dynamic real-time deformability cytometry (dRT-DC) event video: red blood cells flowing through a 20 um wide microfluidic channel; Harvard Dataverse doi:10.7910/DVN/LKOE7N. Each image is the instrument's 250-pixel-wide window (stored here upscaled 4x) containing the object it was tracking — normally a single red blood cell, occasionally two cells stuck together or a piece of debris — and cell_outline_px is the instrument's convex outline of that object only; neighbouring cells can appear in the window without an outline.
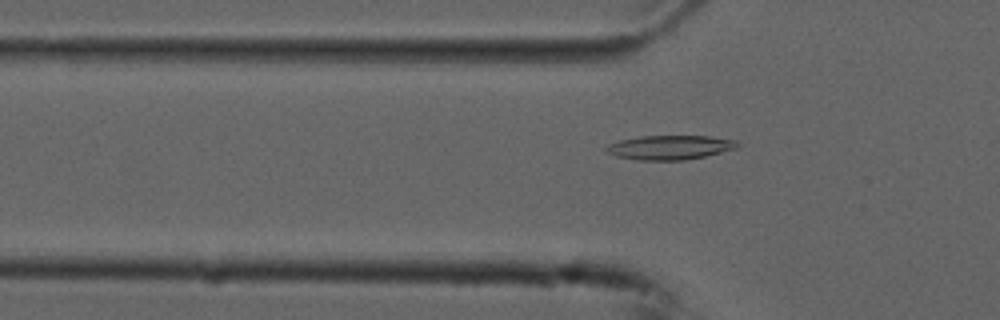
{"species": "common noctule bat (a hibernating species)", "species_latin": "Nyctalus noctula", "temperature_condition": "cold", "stored_images_in_passage": 54, "camera_frame_rate_fps": 3000, "um_per_image_px": 0.085, "animal": {"sex": "male", "forearm_length_mm": 52.5}, "frame": {"image": 1, "passage_image": 17, "time_ms": 5.333, "image_size_px": [1000, 320], "cell_outline_px": [[740, 144], [736, 148], [704, 156], [684, 160], [636, 160], [616, 156], [608, 152], [604, 148], [608, 144], [620, 140], [640, 136], [712, 136], [736, 140]], "centroid_in_image_um": [56.93, 12.52], "position_along_channel_um": 68.9, "area_um2": 18.5}}
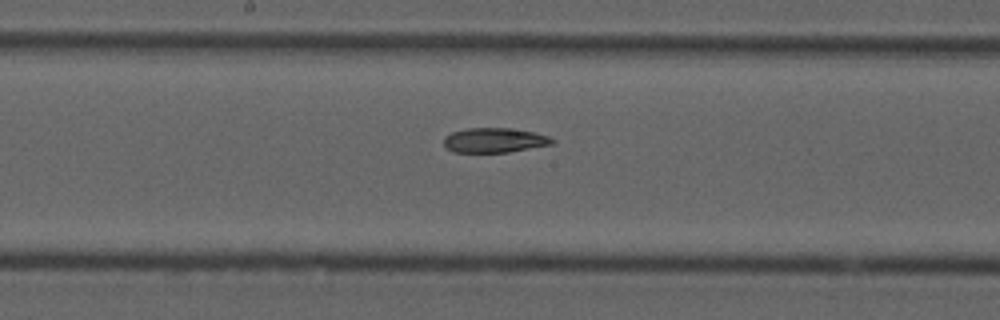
{"frame": {"image": 2, "passage_image": 28, "time_ms": 9.0, "image_size_px": [1000, 320], "cell_outline_px": [[556, 140], [552, 144], [508, 152], [452, 152], [444, 144], [444, 136], [452, 132], [468, 128], [508, 128], [532, 132], [548, 136]], "centroid_in_image_um": [42.01, 11.92], "position_along_channel_um": 206.2, "area_um2": 15.43}}
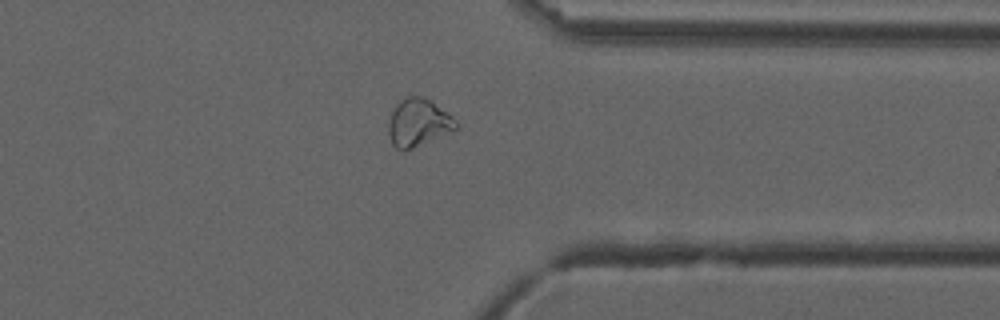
{"frame": {"image": 3, "passage_image": 42, "time_ms": 13.667, "image_size_px": [1000, 320], "cell_outline_px": [[460, 124], [456, 128], [412, 148], [396, 148], [392, 144], [388, 136], [388, 124], [392, 112], [396, 104], [400, 100], [408, 96], [420, 96], [428, 100], [452, 116]], "centroid_in_image_um": [35.52, 10.41], "position_along_channel_um": 375.9, "area_um2": 18.09}}